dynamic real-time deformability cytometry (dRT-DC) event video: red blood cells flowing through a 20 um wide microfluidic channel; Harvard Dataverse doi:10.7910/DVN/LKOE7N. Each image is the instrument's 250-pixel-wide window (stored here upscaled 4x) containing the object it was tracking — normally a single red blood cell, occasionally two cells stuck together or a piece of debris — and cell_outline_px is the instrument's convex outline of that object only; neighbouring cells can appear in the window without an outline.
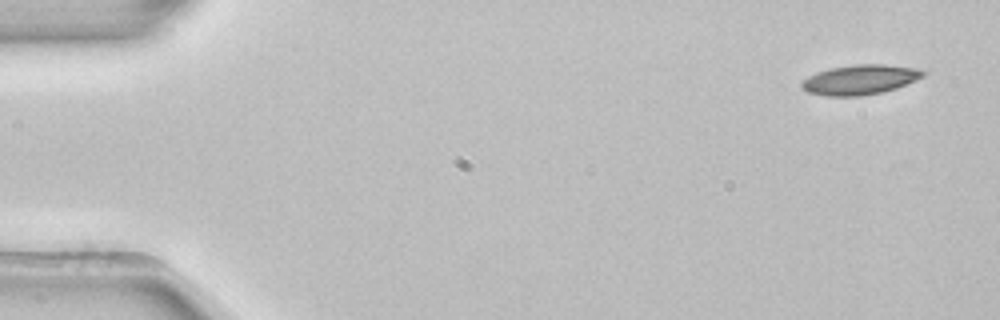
{"species": "common noctule bat (a hibernating species)", "species_latin": "Nyctalus noctula", "temperature_condition": "room temperature", "stored_images_in_passage": 51, "camera_frame_rate_fps": 3000, "um_per_image_px": 0.085, "animal": {"sex": "female", "body_mass_g": 22.7, "forearm_length_mm": 54.2}, "frame": {"image": 1, "passage_image": 1, "time_ms": 0.0, "image_size_px": [1000, 320], "cell_outline_px": [[928, 72], [924, 76], [916, 80], [896, 88], [884, 92], [860, 96], [824, 96], [808, 92], [800, 84], [808, 76], [816, 72], [832, 68], [852, 64], [884, 64], [920, 68]], "centroid_in_image_um": [73.15, 6.76], "position_along_channel_um": 11.9, "area_um2": 21.27}}
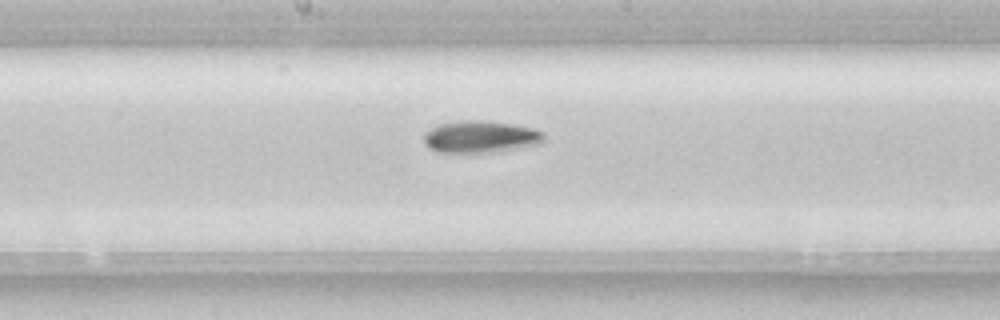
{"frame": {"image": 2, "passage_image": 26, "time_ms": 8.333, "image_size_px": [1000, 320], "cell_outline_px": [[544, 140], [540, 144], [500, 152], [436, 152], [428, 148], [424, 144], [424, 132], [440, 124], [464, 120], [476, 120], [512, 124], [532, 128], [544, 132]], "centroid_in_image_um": [40.85, 11.64], "position_along_channel_um": 207.4, "area_um2": 22.48}}
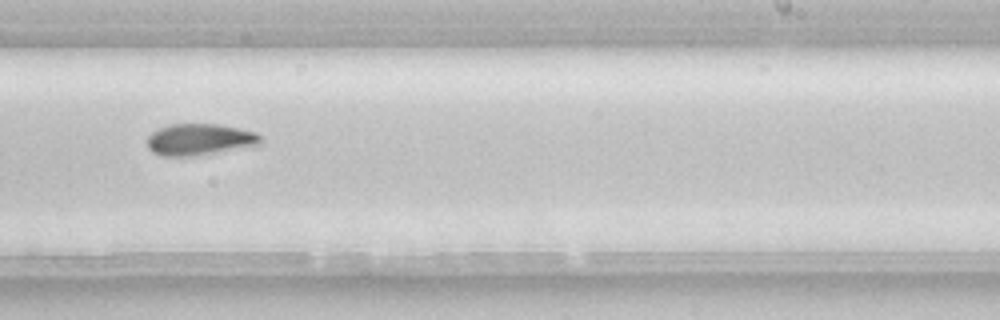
{"frame": {"image": 3, "passage_image": 31, "time_ms": 10.0, "image_size_px": [1000, 320], "cell_outline_px": [[260, 144], [208, 156], [164, 156], [152, 152], [148, 148], [148, 136], [152, 132], [168, 124], [216, 124], [256, 132], [260, 136]], "centroid_in_image_um": [16.97, 11.88], "position_along_channel_um": 272.0, "area_um2": 21.1}}